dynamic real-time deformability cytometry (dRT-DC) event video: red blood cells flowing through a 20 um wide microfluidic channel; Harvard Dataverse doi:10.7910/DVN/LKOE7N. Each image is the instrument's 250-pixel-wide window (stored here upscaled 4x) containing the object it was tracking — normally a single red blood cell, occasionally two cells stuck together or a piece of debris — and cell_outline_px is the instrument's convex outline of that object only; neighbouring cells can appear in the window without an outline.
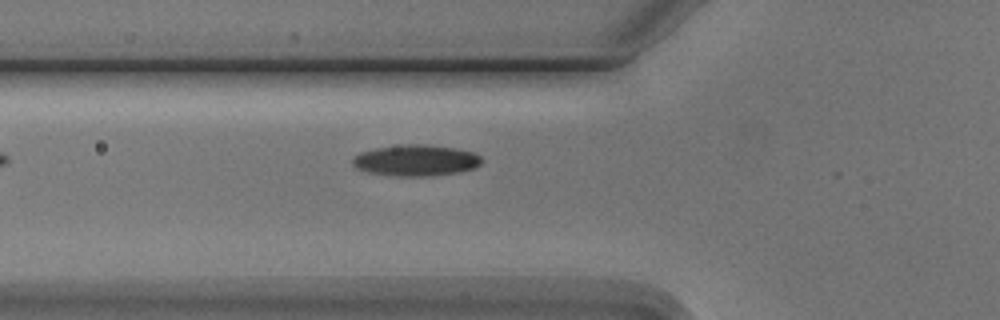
{"species": "Egyptian fruit bat (a non-hibernating species)", "species_latin": "Rousettus aegyptiacus", "temperature_condition": "cold", "stored_images_in_passage": 3, "camera_frame_rate_fps": 3000, "um_per_image_px": 0.085, "animal": {"sex": "male"}, "frame": {"image": 1, "passage_image": 3, "time_ms": 2.333, "image_size_px": [1000, 320], "cell_outline_px": [[480, 164], [472, 168], [460, 172], [428, 176], [396, 176], [368, 172], [356, 168], [352, 164], [352, 156], [360, 152], [376, 148], [404, 144], [424, 144], [456, 148], [472, 152], [480, 156]], "centroid_in_image_um": [35.3, 13.63], "position_along_channel_um": 90.5, "area_um2": 23.41}}